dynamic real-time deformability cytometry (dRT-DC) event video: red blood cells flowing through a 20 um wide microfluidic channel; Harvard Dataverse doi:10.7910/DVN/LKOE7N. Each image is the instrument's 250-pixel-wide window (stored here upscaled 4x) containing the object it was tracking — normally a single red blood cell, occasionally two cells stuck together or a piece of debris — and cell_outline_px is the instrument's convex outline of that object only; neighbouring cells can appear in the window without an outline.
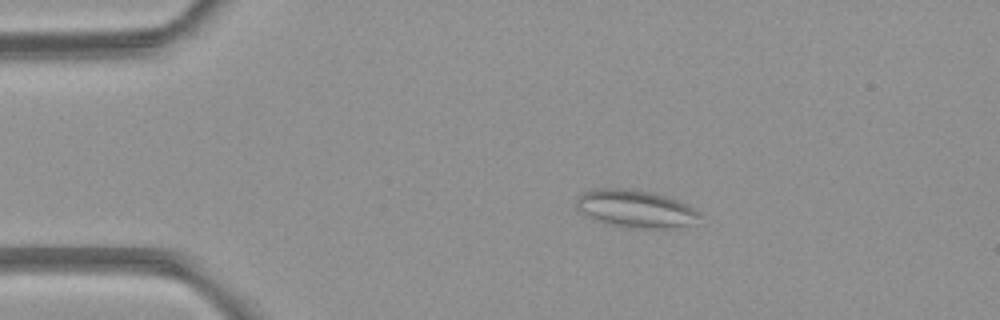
{"species": "common noctule bat (a hibernating species)", "species_latin": "Nyctalus noctula", "temperature_condition": "room temperature", "stored_images_in_passage": 3, "camera_frame_rate_fps": 3000, "um_per_image_px": 0.085, "animal": {"sex": "female", "body_mass_g": 21.9}, "frame": {"image": 1, "passage_image": 1, "time_ms": 0.0, "image_size_px": [1000, 320], "cell_outline_px": [[700, 212], [696, 224], [672, 228], [628, 228], [608, 224], [584, 216], [576, 208], [576, 200], [584, 192], [600, 188], [628, 188], [648, 192], [664, 196], [676, 200]], "centroid_in_image_um": [53.99, 17.76], "position_along_channel_um": 31.0, "area_um2": 26.93}}